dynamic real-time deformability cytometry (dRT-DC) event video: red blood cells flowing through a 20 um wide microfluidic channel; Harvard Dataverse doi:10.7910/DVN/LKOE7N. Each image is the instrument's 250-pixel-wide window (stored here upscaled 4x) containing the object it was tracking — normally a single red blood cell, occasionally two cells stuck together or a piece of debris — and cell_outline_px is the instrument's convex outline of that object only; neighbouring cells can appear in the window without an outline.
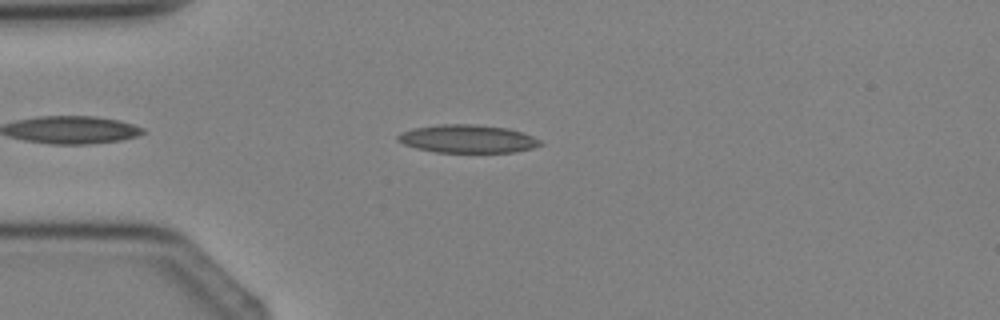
{"species": "Egyptian fruit bat (a non-hibernating species)", "species_latin": "Rousettus aegyptiacus", "temperature_condition": "cold", "stored_images_in_passage": 2, "camera_frame_rate_fps": 3000, "um_per_image_px": 0.085, "animal": {"sex": "female"}, "frame": {"image": 1, "passage_image": 2, "time_ms": 2.0, "image_size_px": [1000, 320], "cell_outline_px": [[544, 144], [532, 148], [516, 152], [436, 152], [416, 148], [404, 144], [396, 140], [396, 136], [400, 132], [412, 128], [440, 124], [476, 124], [508, 128], [532, 136], [540, 140]], "centroid_in_image_um": [39.72, 11.79], "position_along_channel_um": 45.3, "area_um2": 23.41}}